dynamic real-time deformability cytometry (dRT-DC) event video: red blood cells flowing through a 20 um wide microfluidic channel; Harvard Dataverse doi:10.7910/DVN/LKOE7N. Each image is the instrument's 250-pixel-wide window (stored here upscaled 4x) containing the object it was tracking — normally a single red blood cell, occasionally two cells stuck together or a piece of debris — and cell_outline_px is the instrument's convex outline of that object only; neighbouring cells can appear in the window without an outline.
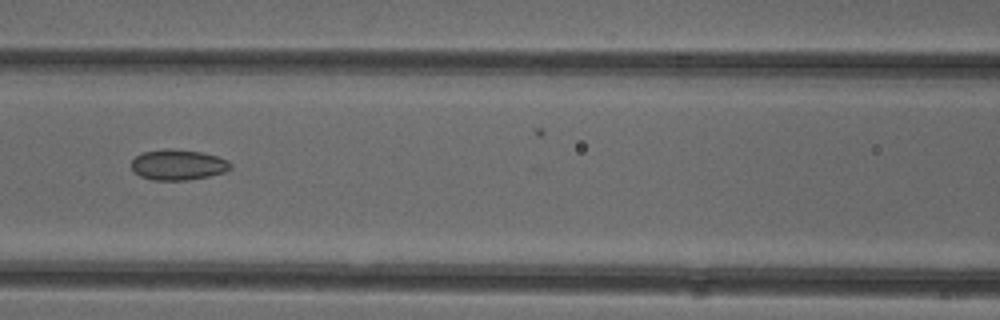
{"species": "common noctule bat (a hibernating species)", "species_latin": "Nyctalus noctula", "temperature_condition": "cold", "stored_images_in_passage": 7, "camera_frame_rate_fps": 3000, "um_per_image_px": 0.085, "animal": {"sex": "female"}, "frame": {"image": 1, "passage_image": 6, "time_ms": 1.667, "image_size_px": [1000, 320], "cell_outline_px": [[232, 168], [224, 172], [208, 176], [188, 180], [152, 180], [140, 176], [132, 172], [132, 160], [136, 156], [144, 152], [168, 148], [172, 148], [200, 152], [216, 156], [228, 160], [232, 164]], "centroid_in_image_um": [15.13, 14.01], "position_along_channel_um": 151.5, "area_um2": 17.69}}